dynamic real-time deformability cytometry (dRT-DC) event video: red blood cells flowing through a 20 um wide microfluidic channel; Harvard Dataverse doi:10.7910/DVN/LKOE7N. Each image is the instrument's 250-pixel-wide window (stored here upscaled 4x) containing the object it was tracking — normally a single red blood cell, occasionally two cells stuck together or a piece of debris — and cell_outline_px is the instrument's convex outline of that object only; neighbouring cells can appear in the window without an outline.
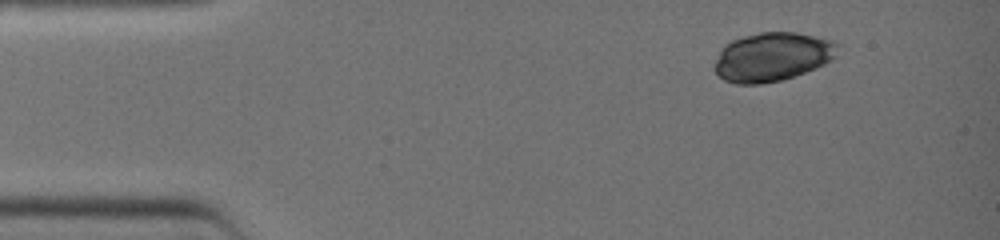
{"species": "common noctule bat (a hibernating species)", "species_latin": "Nyctalus noctula", "temperature_condition": "warm", "stored_images_in_passage": 11, "camera_frame_rate_fps": 3000, "um_per_image_px": 0.085, "animal": {"sex": "female", "body_mass_g": 19.0, "forearm_length_mm": 51.5}, "frame": {"image": 1, "passage_image": 1, "time_ms": 0.0, "image_size_px": [1000, 240], "cell_outline_px": [[840, 44], [836, 56], [824, 64], [804, 72], [780, 80], [760, 84], [736, 84], [724, 80], [716, 72], [716, 60], [720, 48], [724, 44], [732, 40], [744, 36], [760, 32], [796, 32], [832, 40]], "centroid_in_image_um": [65.65, 4.82], "position_along_channel_um": 19.4, "area_um2": 34.91}}